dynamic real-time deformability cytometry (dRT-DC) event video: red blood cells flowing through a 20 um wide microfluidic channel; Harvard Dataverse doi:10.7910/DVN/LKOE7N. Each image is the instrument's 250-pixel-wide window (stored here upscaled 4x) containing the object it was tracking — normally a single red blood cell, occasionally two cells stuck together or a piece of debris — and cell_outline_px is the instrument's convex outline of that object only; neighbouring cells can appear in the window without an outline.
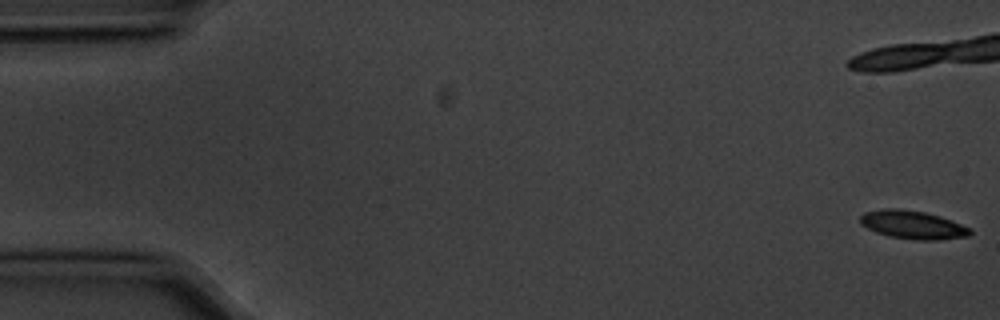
{"species": "common noctule bat (a hibernating species)", "species_latin": "Nyctalus noctula", "temperature_condition": "cold", "stored_images_in_passage": 7, "camera_frame_rate_fps": 3000, "um_per_image_px": 0.085, "animal": {"sex": "male", "body_mass_g": 20.1, "forearm_length_mm": 53.5}, "frame": {"image": 1, "passage_image": 1, "time_ms": 0.0, "image_size_px": [1000, 320], "cell_outline_px": [[972, 232], [968, 236], [940, 240], [920, 240], [892, 236], [876, 232], [860, 224], [860, 216], [864, 212], [884, 208], [900, 208], [924, 212], [940, 216], [952, 220], [972, 228]], "centroid_in_image_um": [77.61, 19.09], "position_along_channel_um": 7.4, "area_um2": 18.15}}